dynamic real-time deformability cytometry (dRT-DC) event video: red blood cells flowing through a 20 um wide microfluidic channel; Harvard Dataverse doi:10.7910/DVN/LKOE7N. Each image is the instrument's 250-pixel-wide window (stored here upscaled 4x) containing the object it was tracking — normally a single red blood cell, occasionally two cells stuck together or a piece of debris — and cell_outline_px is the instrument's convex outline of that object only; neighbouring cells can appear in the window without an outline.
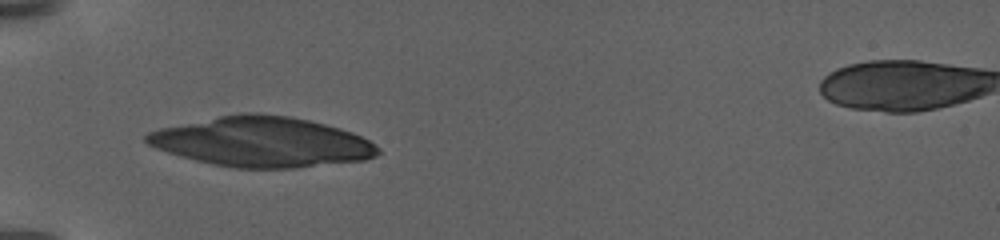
{"species": "human", "species_latin": "Homo sapiens", "temperature_condition": "warm", "stored_images_in_passage": 38, "camera_frame_rate_fps": 3000, "um_per_image_px": 0.085, "donor": {"sex": "female"}, "frame": {"image": 1, "passage_image": 1, "time_ms": 0.0, "image_size_px": [1000, 240], "cell_outline_px": [[380, 152], [376, 156], [364, 160], [296, 168], [236, 168], [212, 164], [180, 156], [156, 148], [148, 144], [144, 140], [144, 136], [148, 132], [160, 128], [220, 116], [248, 112], [256, 112], [288, 116], [308, 120], [340, 128], [352, 132], [368, 140], [380, 148]], "centroid_in_image_um": [22.27, 12.07], "position_along_channel_um": 62.7, "area_um2": 67.11}}
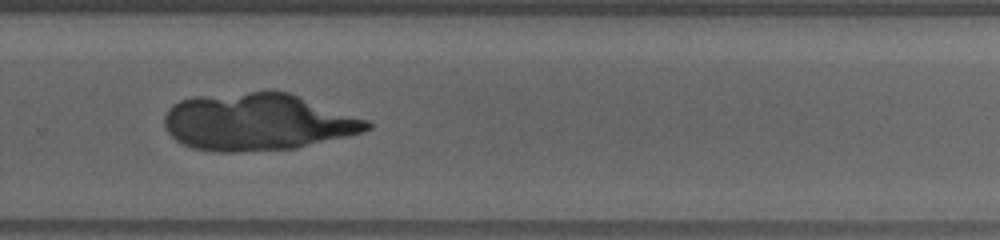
{"frame": {"image": 2, "passage_image": 22, "time_ms": 8.667, "image_size_px": [1000, 240], "cell_outline_px": [[372, 128], [364, 132], [296, 148], [244, 152], [216, 152], [192, 148], [176, 140], [168, 132], [164, 124], [164, 116], [168, 108], [172, 104], [180, 100], [192, 96], [248, 92], [288, 92], [368, 120], [372, 124]], "centroid_in_image_um": [21.87, 10.38], "position_along_channel_um": 307.9, "area_um2": 67.51}}
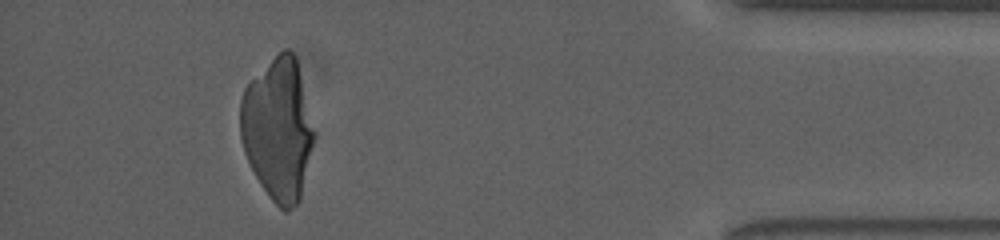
{"frame": {"image": 3, "passage_image": 34, "time_ms": 13.667, "image_size_px": [1000, 240], "cell_outline_px": [[316, 136], [300, 200], [288, 212], [284, 212], [272, 200], [260, 184], [244, 152], [240, 140], [240, 100], [244, 88], [284, 48], [288, 48], [296, 56], [316, 132]], "centroid_in_image_um": [23.65, 11.0], "position_along_channel_um": 411.5, "area_um2": 61.21}}